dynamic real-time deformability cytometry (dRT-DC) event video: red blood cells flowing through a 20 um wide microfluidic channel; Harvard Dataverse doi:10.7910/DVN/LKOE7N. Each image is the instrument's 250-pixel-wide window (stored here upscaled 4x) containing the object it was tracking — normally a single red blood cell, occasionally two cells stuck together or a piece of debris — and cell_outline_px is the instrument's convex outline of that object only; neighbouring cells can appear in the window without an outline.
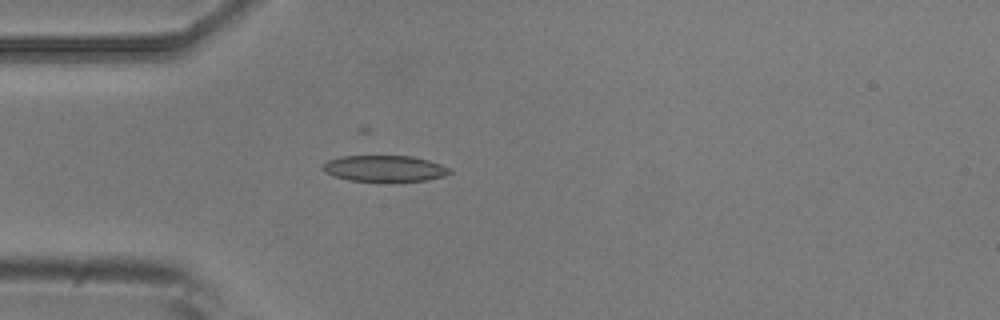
{"species": "common noctule bat (a hibernating species)", "species_latin": "Nyctalus noctula", "temperature_condition": "room temperature", "stored_images_in_passage": 4, "camera_frame_rate_fps": 3000, "um_per_image_px": 0.085, "animal": {"sex": "male", "body_mass_g": 20.5, "forearm_length_mm": 52.5}, "frame": {"image": 1, "passage_image": 4, "time_ms": 1.0, "image_size_px": [1000, 320], "cell_outline_px": [[452, 172], [444, 176], [428, 180], [396, 184], [380, 184], [348, 180], [332, 176], [324, 172], [320, 168], [328, 160], [340, 156], [412, 156], [428, 160], [440, 164], [448, 168]], "centroid_in_image_um": [32.66, 14.38], "position_along_channel_um": 52.3, "area_um2": 20.46}}